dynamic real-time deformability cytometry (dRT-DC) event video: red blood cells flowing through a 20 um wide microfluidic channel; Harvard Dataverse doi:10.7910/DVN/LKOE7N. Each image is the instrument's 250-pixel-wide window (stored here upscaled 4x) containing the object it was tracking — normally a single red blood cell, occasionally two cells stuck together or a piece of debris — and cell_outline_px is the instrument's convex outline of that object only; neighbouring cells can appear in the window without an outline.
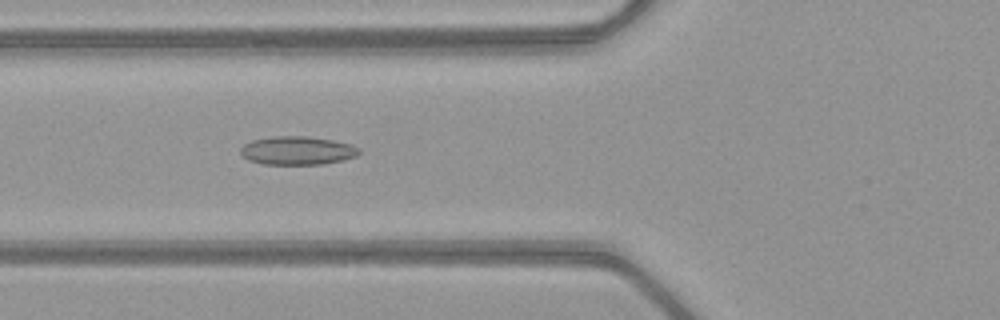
{"species": "common noctule bat (a hibernating species)", "species_latin": "Nyctalus noctula", "temperature_condition": "warm", "stored_images_in_passage": 49, "camera_frame_rate_fps": 3000, "um_per_image_px": 0.085, "animal": {"sex": "female", "body_mass_g": 21.9}, "frame": {"image": 1, "passage_image": 18, "time_ms": 5.667, "image_size_px": [1000, 320], "cell_outline_px": [[360, 152], [356, 156], [344, 160], [324, 164], [264, 164], [248, 160], [240, 152], [240, 148], [244, 144], [252, 140], [272, 136], [308, 136], [332, 140], [352, 144], [360, 148]], "centroid_in_image_um": [25.29, 12.79], "position_along_channel_um": 100.5, "area_um2": 19.77}}
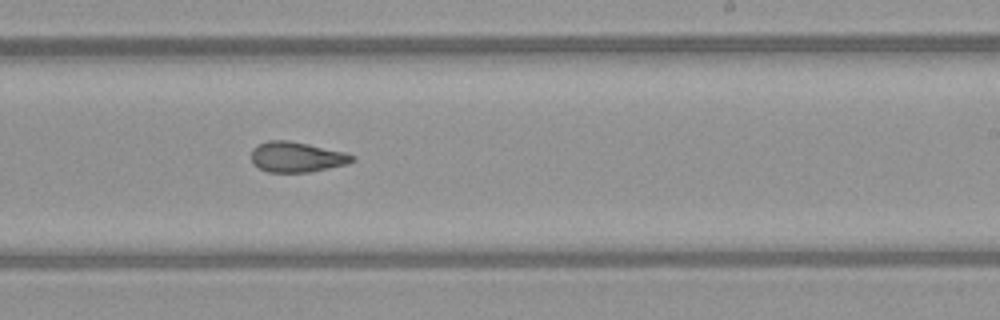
{"frame": {"image": 2, "passage_image": 30, "time_ms": 9.667, "image_size_px": [1000, 320], "cell_outline_px": [[356, 160], [348, 164], [312, 172], [268, 172], [252, 164], [252, 148], [268, 140], [288, 140], [308, 144], [344, 152], [356, 156]], "centroid_in_image_um": [25.24, 13.35], "position_along_channel_um": 263.8, "area_um2": 17.92}}
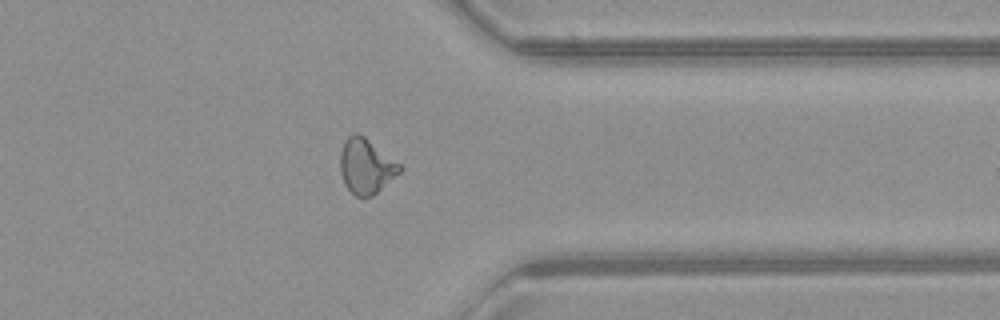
{"frame": {"image": 3, "passage_image": 39, "time_ms": 12.667, "image_size_px": [1000, 320], "cell_outline_px": [[404, 168], [400, 172], [372, 196], [356, 196], [344, 184], [340, 172], [340, 152], [344, 140], [352, 132], [356, 132], [364, 136], [400, 164]], "centroid_in_image_um": [31.09, 14.1], "position_along_channel_um": 380.3, "area_um2": 18.96}, "authors_computed_cell_mechanics": {"area_um2": 19.2474, "velocity_mm_per_s": 4.0569, "shape_relaxation_time_tau1_ms": null, "shape_relaxation_time_tau2_ms": 2.6331, "deformation_change_tau1": null, "deformation_change_tau2": 0.0999}}